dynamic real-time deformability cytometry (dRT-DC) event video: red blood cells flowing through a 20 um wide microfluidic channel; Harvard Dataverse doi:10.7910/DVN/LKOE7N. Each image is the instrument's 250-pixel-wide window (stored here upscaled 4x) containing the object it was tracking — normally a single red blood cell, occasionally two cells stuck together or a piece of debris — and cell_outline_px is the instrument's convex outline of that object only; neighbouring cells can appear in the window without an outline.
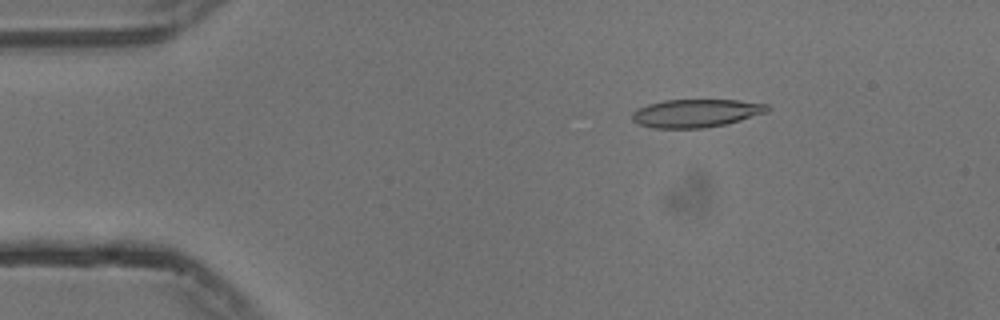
{"species": "common noctule bat (a hibernating species)", "species_latin": "Nyctalus noctula", "temperature_condition": "cold", "stored_images_in_passage": 54, "camera_frame_rate_fps": 3000, "um_per_image_px": 0.085, "animal": {"sex": "male", "body_mass_g": 13.3}, "frame": {"image": 1, "passage_image": 8, "time_ms": 2.333, "image_size_px": [1000, 320], "cell_outline_px": [[772, 108], [768, 112], [740, 120], [724, 124], [700, 128], [652, 128], [640, 124], [632, 120], [632, 112], [636, 108], [648, 104], [664, 100], [740, 100], [768, 104]], "centroid_in_image_um": [59.17, 9.61], "position_along_channel_um": 25.8, "area_um2": 22.2}}
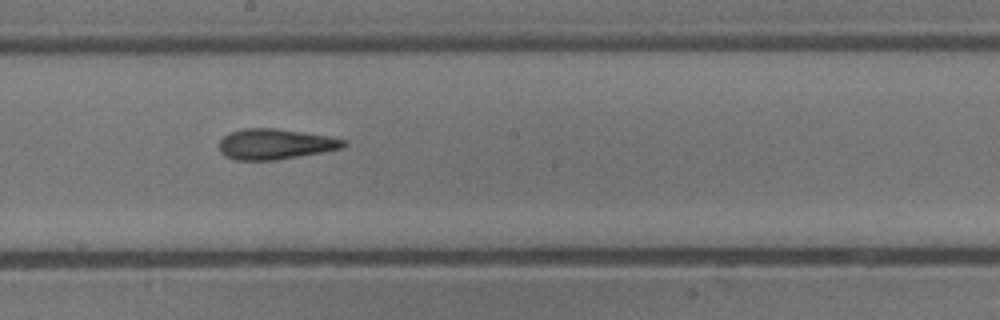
{"frame": {"image": 2, "passage_image": 29, "time_ms": 9.333, "image_size_px": [1000, 320], "cell_outline_px": [[348, 144], [344, 148], [276, 160], [236, 160], [224, 156], [220, 152], [220, 140], [228, 132], [244, 128], [276, 128], [332, 136], [348, 140]], "centroid_in_image_um": [23.43, 12.24], "position_along_channel_um": 224.8, "area_um2": 22.43}}
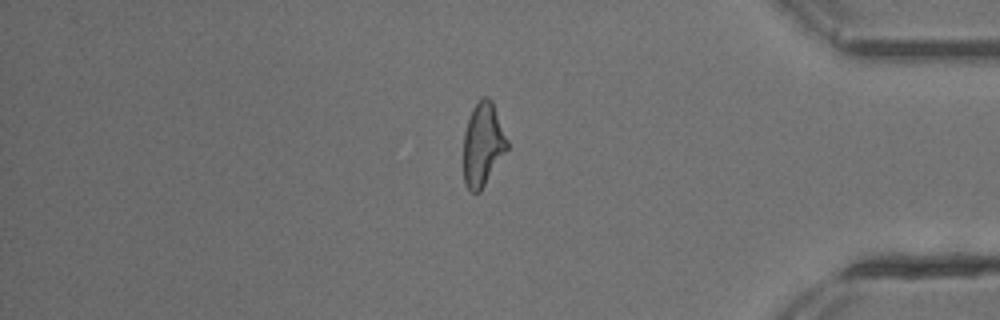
{"frame": {"image": 3, "passage_image": 45, "time_ms": 14.667, "image_size_px": [1000, 320], "cell_outline_px": [[508, 148], [480, 192], [472, 192], [464, 184], [464, 132], [472, 108], [484, 96], [488, 96], [492, 100], [508, 140]], "centroid_in_image_um": [41.04, 12.27], "position_along_channel_um": 394.2, "area_um2": 21.1}, "authors_computed_cell_mechanics": {"area_um2": 22.0507, "velocity_mm_per_s": 3.7541, "shape_relaxation_time_tau1_ms": 8.1305, "shape_relaxation_time_tau2_ms": 2.2274, "deformation_change_tau1": 0.2317, "deformation_change_tau2": 0.1291}}